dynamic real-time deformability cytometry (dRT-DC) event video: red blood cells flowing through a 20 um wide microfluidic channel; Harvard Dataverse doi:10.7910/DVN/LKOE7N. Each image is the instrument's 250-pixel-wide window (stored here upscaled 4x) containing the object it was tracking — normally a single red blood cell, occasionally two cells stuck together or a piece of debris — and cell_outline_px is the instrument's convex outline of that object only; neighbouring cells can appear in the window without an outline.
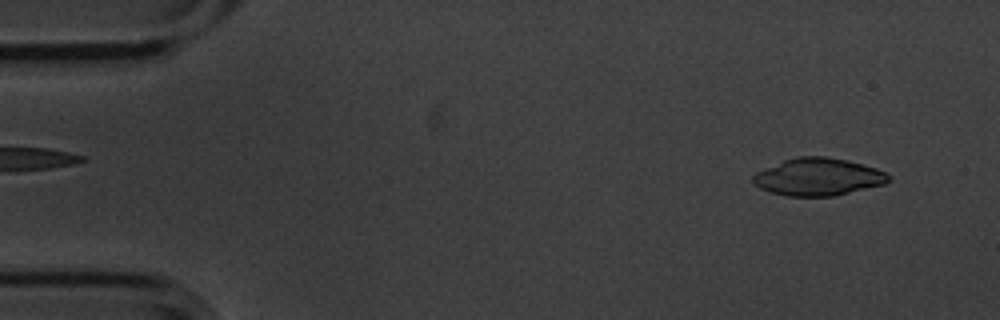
{"species": "common noctule bat (a hibernating species)", "species_latin": "Nyctalus noctula", "temperature_condition": "cold", "stored_images_in_passage": 5, "segment_of_instrument_passage": [2, 2], "camera_frame_rate_fps": 3000, "um_per_image_px": 0.085, "animal": {"sex": "male", "body_mass_g": 20.1, "forearm_length_mm": 53.5}, "frame": {"image": 1, "passage_image": 5, "time_ms": 1.333, "image_size_px": [1000, 320], "cell_outline_px": [[892, 180], [884, 184], [832, 196], [784, 196], [768, 192], [752, 184], [752, 176], [756, 172], [784, 160], [796, 156], [828, 156], [848, 160], [876, 168], [888, 172], [892, 176]], "centroid_in_image_um": [69.54, 15.03], "position_along_channel_um": 15.5, "area_um2": 29.88}}